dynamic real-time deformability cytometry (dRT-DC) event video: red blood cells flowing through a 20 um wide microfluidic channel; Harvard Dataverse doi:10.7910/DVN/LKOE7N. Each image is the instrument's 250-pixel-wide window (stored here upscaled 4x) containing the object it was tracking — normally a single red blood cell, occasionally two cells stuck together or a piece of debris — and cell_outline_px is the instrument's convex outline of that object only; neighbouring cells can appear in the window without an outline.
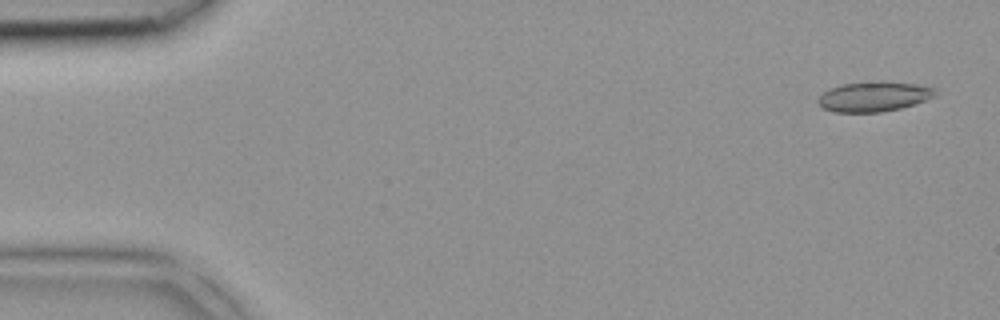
{"species": "common noctule bat (a hibernating species)", "species_latin": "Nyctalus noctula", "temperature_condition": "room temperature", "stored_images_in_passage": 4, "camera_frame_rate_fps": 3000, "um_per_image_px": 0.085, "animal": {"sex": "female", "body_mass_g": 18.4}, "frame": {"image": 1, "passage_image": 1, "time_ms": 0.0, "image_size_px": [1000, 320], "cell_outline_px": [[936, 96], [900, 108], [880, 112], [832, 112], [824, 108], [816, 100], [828, 88], [840, 84], [876, 80], [884, 80], [916, 84], [936, 88]], "centroid_in_image_um": [74.26, 8.18], "position_along_channel_um": 10.7, "area_um2": 20.69}}
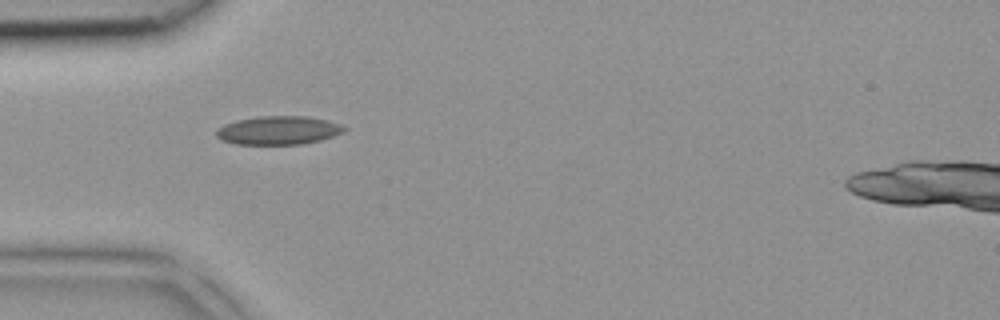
{"frame": {"image": 2, "passage_image": 4, "time_ms": 1.0, "image_size_px": [1000, 320], "cell_outline_px": [[348, 128], [344, 132], [320, 140], [300, 144], [236, 144], [220, 140], [216, 136], [216, 128], [224, 124], [236, 120], [260, 116], [304, 116], [324, 120], [340, 124]], "centroid_in_image_um": [23.62, 11.08], "position_along_channel_um": 61.4, "area_um2": 21.21}}